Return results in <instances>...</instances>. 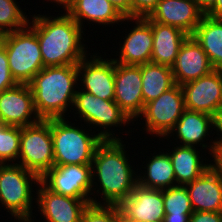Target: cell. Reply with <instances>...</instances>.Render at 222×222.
Segmentation results:
<instances>
[{
  "mask_svg": "<svg viewBox=\"0 0 222 222\" xmlns=\"http://www.w3.org/2000/svg\"><path fill=\"white\" fill-rule=\"evenodd\" d=\"M167 144L168 145H165L166 148L167 146L170 147L172 145L171 149L167 148L164 150L168 151L167 153L170 156L176 178V185L185 186L186 184L193 182L211 166V159L209 161V159L207 160L208 157H204L208 152L203 151V149L195 146H180L177 144L173 145L172 143L170 145L169 143ZM200 151L204 153V156H202L203 154ZM208 161L209 163H207Z\"/></svg>",
  "mask_w": 222,
  "mask_h": 222,
  "instance_id": "obj_23",
  "label": "cell"
},
{
  "mask_svg": "<svg viewBox=\"0 0 222 222\" xmlns=\"http://www.w3.org/2000/svg\"><path fill=\"white\" fill-rule=\"evenodd\" d=\"M83 30L85 21L89 28L103 26L113 28V25H121L126 18L108 0H75L65 11ZM120 23V24H119ZM107 25V26H106Z\"/></svg>",
  "mask_w": 222,
  "mask_h": 222,
  "instance_id": "obj_22",
  "label": "cell"
},
{
  "mask_svg": "<svg viewBox=\"0 0 222 222\" xmlns=\"http://www.w3.org/2000/svg\"><path fill=\"white\" fill-rule=\"evenodd\" d=\"M189 222H222V212H193L190 216Z\"/></svg>",
  "mask_w": 222,
  "mask_h": 222,
  "instance_id": "obj_34",
  "label": "cell"
},
{
  "mask_svg": "<svg viewBox=\"0 0 222 222\" xmlns=\"http://www.w3.org/2000/svg\"><path fill=\"white\" fill-rule=\"evenodd\" d=\"M198 8L206 15L216 3V0H194Z\"/></svg>",
  "mask_w": 222,
  "mask_h": 222,
  "instance_id": "obj_38",
  "label": "cell"
},
{
  "mask_svg": "<svg viewBox=\"0 0 222 222\" xmlns=\"http://www.w3.org/2000/svg\"><path fill=\"white\" fill-rule=\"evenodd\" d=\"M145 19L151 24L153 32V47L151 62L172 67L178 55L180 46L189 36L181 29Z\"/></svg>",
  "mask_w": 222,
  "mask_h": 222,
  "instance_id": "obj_24",
  "label": "cell"
},
{
  "mask_svg": "<svg viewBox=\"0 0 222 222\" xmlns=\"http://www.w3.org/2000/svg\"><path fill=\"white\" fill-rule=\"evenodd\" d=\"M160 0H131V18H145L155 9Z\"/></svg>",
  "mask_w": 222,
  "mask_h": 222,
  "instance_id": "obj_33",
  "label": "cell"
},
{
  "mask_svg": "<svg viewBox=\"0 0 222 222\" xmlns=\"http://www.w3.org/2000/svg\"><path fill=\"white\" fill-rule=\"evenodd\" d=\"M21 127L0 122V164L17 163L20 153Z\"/></svg>",
  "mask_w": 222,
  "mask_h": 222,
  "instance_id": "obj_29",
  "label": "cell"
},
{
  "mask_svg": "<svg viewBox=\"0 0 222 222\" xmlns=\"http://www.w3.org/2000/svg\"><path fill=\"white\" fill-rule=\"evenodd\" d=\"M93 51L78 64V87L103 100H114L115 61ZM90 56V57H89Z\"/></svg>",
  "mask_w": 222,
  "mask_h": 222,
  "instance_id": "obj_11",
  "label": "cell"
},
{
  "mask_svg": "<svg viewBox=\"0 0 222 222\" xmlns=\"http://www.w3.org/2000/svg\"><path fill=\"white\" fill-rule=\"evenodd\" d=\"M141 75L144 105L176 85L172 70L168 66L148 62L141 65Z\"/></svg>",
  "mask_w": 222,
  "mask_h": 222,
  "instance_id": "obj_27",
  "label": "cell"
},
{
  "mask_svg": "<svg viewBox=\"0 0 222 222\" xmlns=\"http://www.w3.org/2000/svg\"><path fill=\"white\" fill-rule=\"evenodd\" d=\"M182 86L185 108L216 117L222 111V70L211 73Z\"/></svg>",
  "mask_w": 222,
  "mask_h": 222,
  "instance_id": "obj_14",
  "label": "cell"
},
{
  "mask_svg": "<svg viewBox=\"0 0 222 222\" xmlns=\"http://www.w3.org/2000/svg\"><path fill=\"white\" fill-rule=\"evenodd\" d=\"M89 203L86 199L54 193L41 182L37 184L36 210L38 208L37 212H40V217L45 222H81L83 212Z\"/></svg>",
  "mask_w": 222,
  "mask_h": 222,
  "instance_id": "obj_15",
  "label": "cell"
},
{
  "mask_svg": "<svg viewBox=\"0 0 222 222\" xmlns=\"http://www.w3.org/2000/svg\"><path fill=\"white\" fill-rule=\"evenodd\" d=\"M163 200L165 214L192 215L194 212L185 186L177 185L163 189Z\"/></svg>",
  "mask_w": 222,
  "mask_h": 222,
  "instance_id": "obj_30",
  "label": "cell"
},
{
  "mask_svg": "<svg viewBox=\"0 0 222 222\" xmlns=\"http://www.w3.org/2000/svg\"><path fill=\"white\" fill-rule=\"evenodd\" d=\"M133 21V22H132ZM130 22V31L127 30ZM125 36L119 41V48L112 58L116 63L127 65H143L151 62L153 32L151 24L145 18H126ZM128 31V32H127ZM119 53V54H118ZM118 56V57H117Z\"/></svg>",
  "mask_w": 222,
  "mask_h": 222,
  "instance_id": "obj_13",
  "label": "cell"
},
{
  "mask_svg": "<svg viewBox=\"0 0 222 222\" xmlns=\"http://www.w3.org/2000/svg\"><path fill=\"white\" fill-rule=\"evenodd\" d=\"M16 164L39 178L54 166L51 119L21 127L20 153Z\"/></svg>",
  "mask_w": 222,
  "mask_h": 222,
  "instance_id": "obj_8",
  "label": "cell"
},
{
  "mask_svg": "<svg viewBox=\"0 0 222 222\" xmlns=\"http://www.w3.org/2000/svg\"><path fill=\"white\" fill-rule=\"evenodd\" d=\"M3 36H4V34L0 30V43H2V41H3Z\"/></svg>",
  "mask_w": 222,
  "mask_h": 222,
  "instance_id": "obj_42",
  "label": "cell"
},
{
  "mask_svg": "<svg viewBox=\"0 0 222 222\" xmlns=\"http://www.w3.org/2000/svg\"><path fill=\"white\" fill-rule=\"evenodd\" d=\"M48 1H50V3L52 2V4L55 3L57 8L60 6L61 9H64L62 11L65 12L75 0H46V2ZM43 2H45V0Z\"/></svg>",
  "mask_w": 222,
  "mask_h": 222,
  "instance_id": "obj_41",
  "label": "cell"
},
{
  "mask_svg": "<svg viewBox=\"0 0 222 222\" xmlns=\"http://www.w3.org/2000/svg\"><path fill=\"white\" fill-rule=\"evenodd\" d=\"M124 143L123 139L103 140L97 146L91 164V203L119 205L138 184L137 167L131 164L135 159H130Z\"/></svg>",
  "mask_w": 222,
  "mask_h": 222,
  "instance_id": "obj_1",
  "label": "cell"
},
{
  "mask_svg": "<svg viewBox=\"0 0 222 222\" xmlns=\"http://www.w3.org/2000/svg\"><path fill=\"white\" fill-rule=\"evenodd\" d=\"M68 119H51L54 165L92 164L94 152L103 140L84 123Z\"/></svg>",
  "mask_w": 222,
  "mask_h": 222,
  "instance_id": "obj_6",
  "label": "cell"
},
{
  "mask_svg": "<svg viewBox=\"0 0 222 222\" xmlns=\"http://www.w3.org/2000/svg\"><path fill=\"white\" fill-rule=\"evenodd\" d=\"M215 149H222V111L215 117Z\"/></svg>",
  "mask_w": 222,
  "mask_h": 222,
  "instance_id": "obj_36",
  "label": "cell"
},
{
  "mask_svg": "<svg viewBox=\"0 0 222 222\" xmlns=\"http://www.w3.org/2000/svg\"><path fill=\"white\" fill-rule=\"evenodd\" d=\"M40 182L54 193L86 199L91 203V164L54 165L40 178Z\"/></svg>",
  "mask_w": 222,
  "mask_h": 222,
  "instance_id": "obj_10",
  "label": "cell"
},
{
  "mask_svg": "<svg viewBox=\"0 0 222 222\" xmlns=\"http://www.w3.org/2000/svg\"><path fill=\"white\" fill-rule=\"evenodd\" d=\"M191 215L165 214L163 222H189Z\"/></svg>",
  "mask_w": 222,
  "mask_h": 222,
  "instance_id": "obj_39",
  "label": "cell"
},
{
  "mask_svg": "<svg viewBox=\"0 0 222 222\" xmlns=\"http://www.w3.org/2000/svg\"><path fill=\"white\" fill-rule=\"evenodd\" d=\"M77 89L72 108L74 114L71 113L72 117H74L72 119L80 121V123L84 122L90 129L94 126L93 132L98 131L97 134L102 140H122L123 136H118L120 133L122 135L127 134L129 137L132 136V134L128 133H132V131L134 133V130L130 131L128 126H133L130 123L134 124V122L114 100H103L87 91L81 90L79 87ZM123 126L124 128L125 126L128 127L127 131L121 129ZM115 128H120L117 129L119 134H115ZM120 130L123 132H120Z\"/></svg>",
  "mask_w": 222,
  "mask_h": 222,
  "instance_id": "obj_4",
  "label": "cell"
},
{
  "mask_svg": "<svg viewBox=\"0 0 222 222\" xmlns=\"http://www.w3.org/2000/svg\"><path fill=\"white\" fill-rule=\"evenodd\" d=\"M206 15L212 18L222 19V0H216L215 6Z\"/></svg>",
  "mask_w": 222,
  "mask_h": 222,
  "instance_id": "obj_40",
  "label": "cell"
},
{
  "mask_svg": "<svg viewBox=\"0 0 222 222\" xmlns=\"http://www.w3.org/2000/svg\"><path fill=\"white\" fill-rule=\"evenodd\" d=\"M211 165L218 171L222 176V149H214V154L212 156Z\"/></svg>",
  "mask_w": 222,
  "mask_h": 222,
  "instance_id": "obj_37",
  "label": "cell"
},
{
  "mask_svg": "<svg viewBox=\"0 0 222 222\" xmlns=\"http://www.w3.org/2000/svg\"><path fill=\"white\" fill-rule=\"evenodd\" d=\"M81 222H122L121 212L118 205L89 203Z\"/></svg>",
  "mask_w": 222,
  "mask_h": 222,
  "instance_id": "obj_31",
  "label": "cell"
},
{
  "mask_svg": "<svg viewBox=\"0 0 222 222\" xmlns=\"http://www.w3.org/2000/svg\"><path fill=\"white\" fill-rule=\"evenodd\" d=\"M186 110L182 86L176 84L155 100L144 105L137 121L142 119L143 132L153 137L165 138ZM145 121V123H144ZM145 130V131H144Z\"/></svg>",
  "mask_w": 222,
  "mask_h": 222,
  "instance_id": "obj_9",
  "label": "cell"
},
{
  "mask_svg": "<svg viewBox=\"0 0 222 222\" xmlns=\"http://www.w3.org/2000/svg\"><path fill=\"white\" fill-rule=\"evenodd\" d=\"M15 85L17 83L11 75L4 44L0 43V93Z\"/></svg>",
  "mask_w": 222,
  "mask_h": 222,
  "instance_id": "obj_32",
  "label": "cell"
},
{
  "mask_svg": "<svg viewBox=\"0 0 222 222\" xmlns=\"http://www.w3.org/2000/svg\"><path fill=\"white\" fill-rule=\"evenodd\" d=\"M16 0H0V30L3 34L25 28L29 17Z\"/></svg>",
  "mask_w": 222,
  "mask_h": 222,
  "instance_id": "obj_28",
  "label": "cell"
},
{
  "mask_svg": "<svg viewBox=\"0 0 222 222\" xmlns=\"http://www.w3.org/2000/svg\"><path fill=\"white\" fill-rule=\"evenodd\" d=\"M15 222H32V221H15Z\"/></svg>",
  "mask_w": 222,
  "mask_h": 222,
  "instance_id": "obj_44",
  "label": "cell"
},
{
  "mask_svg": "<svg viewBox=\"0 0 222 222\" xmlns=\"http://www.w3.org/2000/svg\"><path fill=\"white\" fill-rule=\"evenodd\" d=\"M78 84L77 65L48 66L40 70L28 84L40 120L70 118Z\"/></svg>",
  "mask_w": 222,
  "mask_h": 222,
  "instance_id": "obj_3",
  "label": "cell"
},
{
  "mask_svg": "<svg viewBox=\"0 0 222 222\" xmlns=\"http://www.w3.org/2000/svg\"><path fill=\"white\" fill-rule=\"evenodd\" d=\"M125 18H131V0H108Z\"/></svg>",
  "mask_w": 222,
  "mask_h": 222,
  "instance_id": "obj_35",
  "label": "cell"
},
{
  "mask_svg": "<svg viewBox=\"0 0 222 222\" xmlns=\"http://www.w3.org/2000/svg\"><path fill=\"white\" fill-rule=\"evenodd\" d=\"M185 187L194 212H222V176L212 165Z\"/></svg>",
  "mask_w": 222,
  "mask_h": 222,
  "instance_id": "obj_21",
  "label": "cell"
},
{
  "mask_svg": "<svg viewBox=\"0 0 222 222\" xmlns=\"http://www.w3.org/2000/svg\"><path fill=\"white\" fill-rule=\"evenodd\" d=\"M11 75L17 84H29L44 68L36 33L25 28L6 33L3 41Z\"/></svg>",
  "mask_w": 222,
  "mask_h": 222,
  "instance_id": "obj_7",
  "label": "cell"
},
{
  "mask_svg": "<svg viewBox=\"0 0 222 222\" xmlns=\"http://www.w3.org/2000/svg\"><path fill=\"white\" fill-rule=\"evenodd\" d=\"M118 207L121 220L163 222L165 216L163 189L146 188L137 184Z\"/></svg>",
  "mask_w": 222,
  "mask_h": 222,
  "instance_id": "obj_18",
  "label": "cell"
},
{
  "mask_svg": "<svg viewBox=\"0 0 222 222\" xmlns=\"http://www.w3.org/2000/svg\"><path fill=\"white\" fill-rule=\"evenodd\" d=\"M40 121L31 88L17 84L0 93V122L9 126L25 127Z\"/></svg>",
  "mask_w": 222,
  "mask_h": 222,
  "instance_id": "obj_17",
  "label": "cell"
},
{
  "mask_svg": "<svg viewBox=\"0 0 222 222\" xmlns=\"http://www.w3.org/2000/svg\"><path fill=\"white\" fill-rule=\"evenodd\" d=\"M191 36L208 55L213 68L222 70V19L204 15Z\"/></svg>",
  "mask_w": 222,
  "mask_h": 222,
  "instance_id": "obj_26",
  "label": "cell"
},
{
  "mask_svg": "<svg viewBox=\"0 0 222 222\" xmlns=\"http://www.w3.org/2000/svg\"><path fill=\"white\" fill-rule=\"evenodd\" d=\"M163 149L164 148L161 147V149L159 148V152H153L151 158L147 156L146 164L143 162L140 168L136 169V171L139 172L137 176L140 186L161 190L177 186L170 156L167 151L165 152ZM141 167L144 170H141Z\"/></svg>",
  "mask_w": 222,
  "mask_h": 222,
  "instance_id": "obj_25",
  "label": "cell"
},
{
  "mask_svg": "<svg viewBox=\"0 0 222 222\" xmlns=\"http://www.w3.org/2000/svg\"><path fill=\"white\" fill-rule=\"evenodd\" d=\"M204 13L194 0H160L148 18L151 21L181 29L191 36Z\"/></svg>",
  "mask_w": 222,
  "mask_h": 222,
  "instance_id": "obj_19",
  "label": "cell"
},
{
  "mask_svg": "<svg viewBox=\"0 0 222 222\" xmlns=\"http://www.w3.org/2000/svg\"><path fill=\"white\" fill-rule=\"evenodd\" d=\"M214 130L215 117L206 113L186 109L173 129L162 139L163 142H165L166 139L169 141V139L173 137L175 141L173 140V142L170 143H177V145L180 146H200L201 149H205L204 151L207 150L209 152L208 155L212 157L215 149V139H213L215 134ZM209 138H211V140H209Z\"/></svg>",
  "mask_w": 222,
  "mask_h": 222,
  "instance_id": "obj_12",
  "label": "cell"
},
{
  "mask_svg": "<svg viewBox=\"0 0 222 222\" xmlns=\"http://www.w3.org/2000/svg\"><path fill=\"white\" fill-rule=\"evenodd\" d=\"M39 182L40 178L35 173L19 164H0V206L11 215L8 217L11 221L14 218L13 221L35 222L36 216L32 211L36 207L33 204L36 203V191L33 189L37 188L33 187H37Z\"/></svg>",
  "mask_w": 222,
  "mask_h": 222,
  "instance_id": "obj_5",
  "label": "cell"
},
{
  "mask_svg": "<svg viewBox=\"0 0 222 222\" xmlns=\"http://www.w3.org/2000/svg\"><path fill=\"white\" fill-rule=\"evenodd\" d=\"M114 101L132 121H136L144 108L141 65L115 62Z\"/></svg>",
  "mask_w": 222,
  "mask_h": 222,
  "instance_id": "obj_16",
  "label": "cell"
},
{
  "mask_svg": "<svg viewBox=\"0 0 222 222\" xmlns=\"http://www.w3.org/2000/svg\"><path fill=\"white\" fill-rule=\"evenodd\" d=\"M175 83L183 85L215 70L202 47L188 36L180 46L178 55L171 67Z\"/></svg>",
  "mask_w": 222,
  "mask_h": 222,
  "instance_id": "obj_20",
  "label": "cell"
},
{
  "mask_svg": "<svg viewBox=\"0 0 222 222\" xmlns=\"http://www.w3.org/2000/svg\"><path fill=\"white\" fill-rule=\"evenodd\" d=\"M56 12L61 14L30 15L28 22V26L37 35L43 65L44 67L77 65L90 54L88 51L90 48L84 44L87 41L86 32L66 12L60 10Z\"/></svg>",
  "mask_w": 222,
  "mask_h": 222,
  "instance_id": "obj_2",
  "label": "cell"
},
{
  "mask_svg": "<svg viewBox=\"0 0 222 222\" xmlns=\"http://www.w3.org/2000/svg\"><path fill=\"white\" fill-rule=\"evenodd\" d=\"M122 222H142V221L122 220Z\"/></svg>",
  "mask_w": 222,
  "mask_h": 222,
  "instance_id": "obj_43",
  "label": "cell"
}]
</instances>
